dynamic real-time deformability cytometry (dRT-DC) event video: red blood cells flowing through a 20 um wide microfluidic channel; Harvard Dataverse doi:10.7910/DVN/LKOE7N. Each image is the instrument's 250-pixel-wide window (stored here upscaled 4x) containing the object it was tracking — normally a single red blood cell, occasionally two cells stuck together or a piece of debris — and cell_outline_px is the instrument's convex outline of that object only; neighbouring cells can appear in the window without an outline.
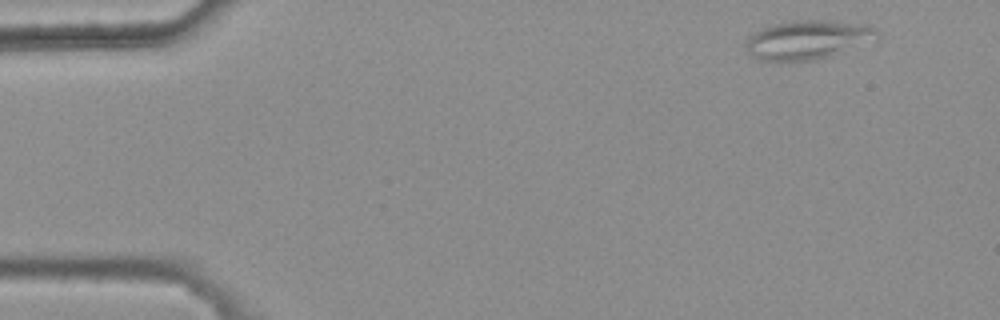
{"species": "common noctule bat (a hibernating species)", "species_latin": "Nyctalus noctula", "temperature_condition": "warm", "stored_images_in_passage": 4, "camera_frame_rate_fps": 3000, "um_per_image_px": 0.085, "animal": {"sex": "female", "body_mass_g": 25.1}, "frame": {"image": 1, "passage_image": 1, "time_ms": 0.0, "image_size_px": [1000, 320], "cell_outline_px": [[880, 36], [832, 56], [816, 60], [776, 64], [764, 60], [748, 52], [744, 48], [744, 44], [748, 36], [752, 32], [772, 24], [792, 20], [832, 20], [868, 24], [880, 32]], "centroid_in_image_um": [68.6, 3.39], "position_along_channel_um": 16.4, "area_um2": 30.58}}